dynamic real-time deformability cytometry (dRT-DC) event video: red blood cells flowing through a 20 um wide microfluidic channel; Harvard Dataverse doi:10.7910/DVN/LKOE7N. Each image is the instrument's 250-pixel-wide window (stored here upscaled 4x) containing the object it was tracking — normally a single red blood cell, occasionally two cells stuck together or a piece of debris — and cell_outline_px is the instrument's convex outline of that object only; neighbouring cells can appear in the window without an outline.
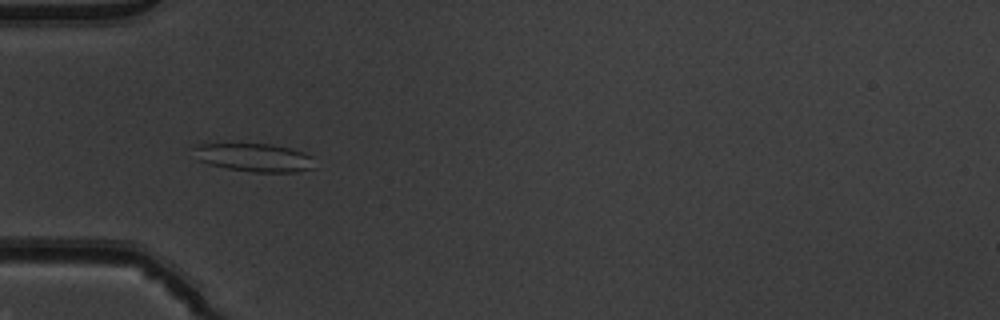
{"species": "common noctule bat (a hibernating species)", "species_latin": "Nyctalus noctula", "temperature_condition": "warm", "stored_images_in_passage": 53, "camera_frame_rate_fps": 3000, "um_per_image_px": 0.085, "animal": {"sex": "male", "body_mass_g": 19.5, "forearm_length_mm": 54.6}, "frame": {"image": 1, "passage_image": 18, "time_ms": 5.667, "image_size_px": [1000, 320], "cell_outline_px": [[316, 168], [296, 172], [252, 172], [228, 168], [208, 164], [200, 160], [192, 148], [196, 144], [272, 144], [304, 152], [312, 156]], "centroid_in_image_um": [21.66, 13.39], "position_along_channel_um": 63.3, "area_um2": 19.88}}
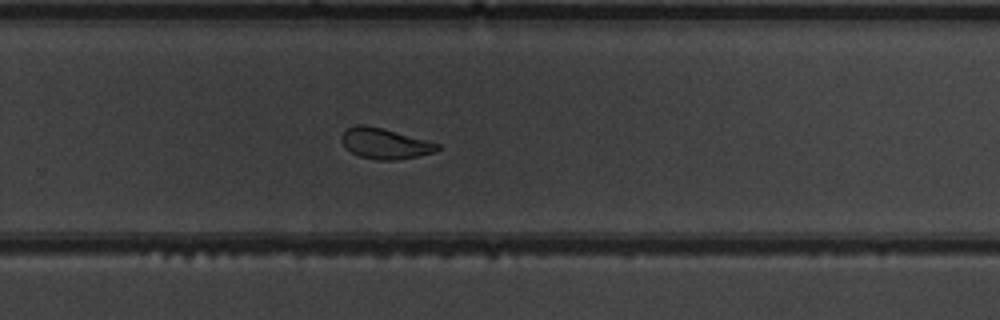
{"frame": {"image": 2, "passage_image": 36, "time_ms": 11.667, "image_size_px": [1000, 320], "cell_outline_px": [[440, 148], [436, 152], [396, 160], [376, 160], [360, 156], [344, 148], [340, 140], [340, 136], [348, 128], [356, 124], [364, 124], [380, 128], [440, 144]], "centroid_in_image_um": [32.67, 12.21], "position_along_channel_um": 297.1, "area_um2": 16.94}}
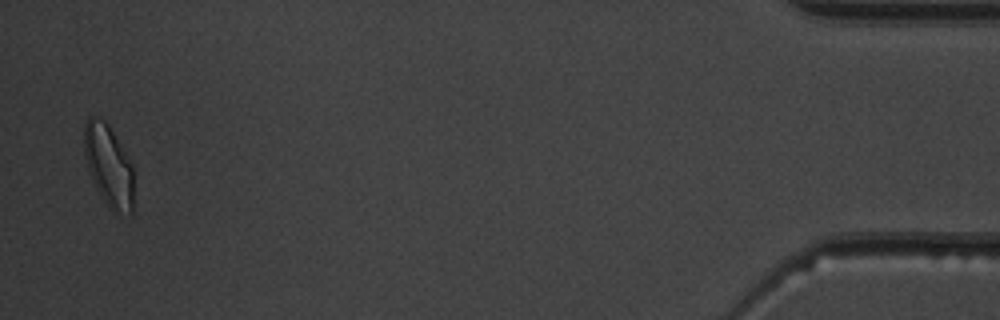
{"frame": {"image": 3, "passage_image": 52, "time_ms": 17.0, "image_size_px": [1000, 320], "cell_outline_px": [[132, 212], [112, 212], [108, 208], [88, 168], [84, 156], [84, 120], [88, 116], [96, 116], [104, 120], [108, 124], [132, 164]], "centroid_in_image_um": [9.2, 14.01], "position_along_channel_um": 426.0, "area_um2": 23.12}, "authors_computed_cell_mechanics": {"area_um2": 19.8832, "velocity_mm_per_s": 3.9399, "shape_relaxation_time_tau1_ms": 4.4071, "shape_relaxation_time_tau2_ms": 1.6761, "deformation_change_tau1": 0.1618, "deformation_change_tau2": 0.0802}}